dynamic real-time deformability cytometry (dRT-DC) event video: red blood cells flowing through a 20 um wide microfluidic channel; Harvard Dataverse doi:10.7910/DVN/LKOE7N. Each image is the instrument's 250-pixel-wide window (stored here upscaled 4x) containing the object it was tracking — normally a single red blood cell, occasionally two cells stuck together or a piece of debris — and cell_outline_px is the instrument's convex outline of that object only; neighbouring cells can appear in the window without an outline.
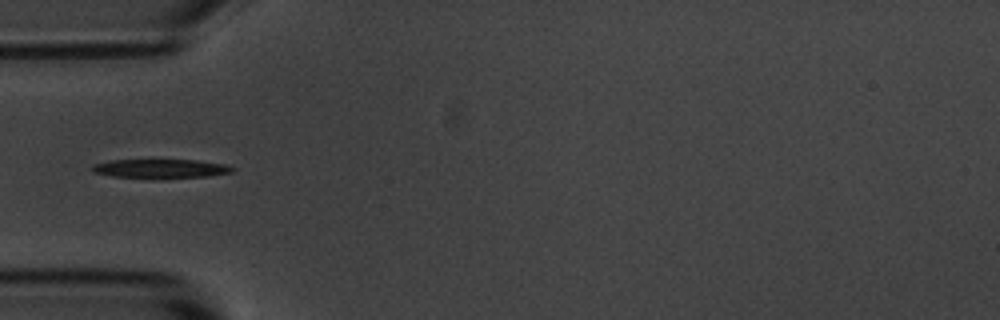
{"species": "common noctule bat (a hibernating species)", "species_latin": "Nyctalus noctula", "temperature_condition": "room temperature", "stored_images_in_passage": 6, "camera_frame_rate_fps": 3000, "um_per_image_px": 0.085, "animal": {"sex": "male", "body_mass_g": 20.1, "forearm_length_mm": 53.5}, "frame": {"image": 1, "passage_image": 3, "time_ms": 2.333, "image_size_px": [1000, 320], "cell_outline_px": [[236, 168], [232, 172], [208, 176], [152, 180], [112, 176], [92, 172], [92, 164], [112, 160], [196, 160], [224, 164]], "centroid_in_image_um": [13.62, 14.36], "position_along_channel_um": 71.4, "area_um2": 16.01}}
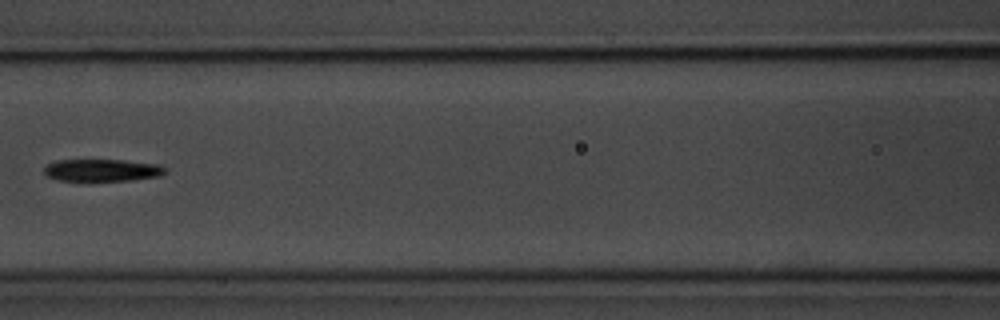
{"frame": {"image": 2, "passage_image": 5, "time_ms": 4.667, "image_size_px": [1000, 320], "cell_outline_px": [[168, 172], [160, 176], [132, 180], [76, 184], [56, 180], [48, 176], [44, 172], [44, 168], [48, 164], [56, 160], [124, 160], [160, 164], [168, 168]], "centroid_in_image_um": [8.67, 14.52], "position_along_channel_um": 157.9, "area_um2": 16.82}}
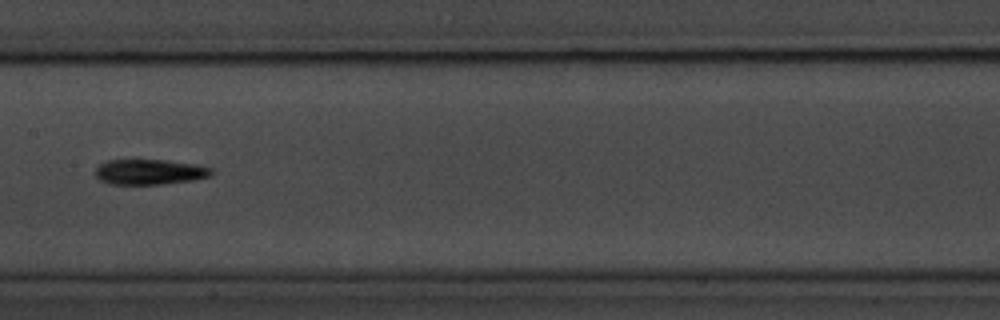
{"frame": {"image": 3, "passage_image": 6, "time_ms": 5.667, "image_size_px": [1000, 320], "cell_outline_px": [[216, 172], [212, 176], [192, 180], [160, 184], [112, 184], [100, 180], [96, 176], [96, 168], [100, 164], [108, 160], [164, 160], [192, 164], [212, 168]], "centroid_in_image_um": [12.75, 14.61], "position_along_channel_um": 194.7, "area_um2": 16.99}}